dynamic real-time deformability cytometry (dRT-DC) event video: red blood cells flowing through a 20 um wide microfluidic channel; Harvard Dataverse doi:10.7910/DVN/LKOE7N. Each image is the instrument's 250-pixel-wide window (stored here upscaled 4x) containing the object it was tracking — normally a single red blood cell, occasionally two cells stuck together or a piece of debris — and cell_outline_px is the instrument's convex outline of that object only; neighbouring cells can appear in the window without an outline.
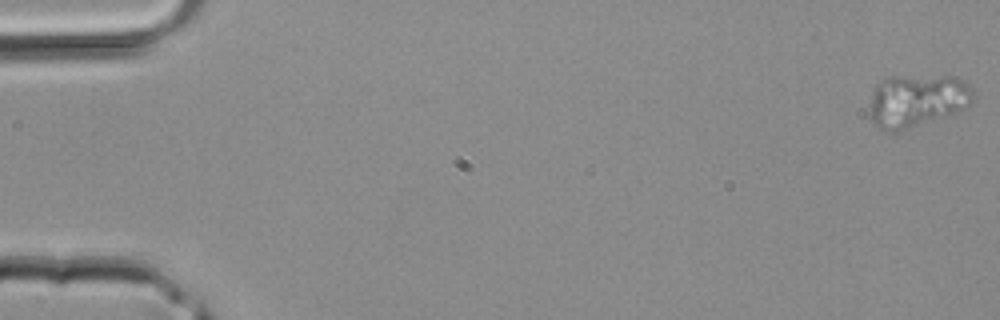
{"species": "common noctule bat (a hibernating species)", "species_latin": "Nyctalus noctula", "temperature_condition": "room temperature", "stored_images_in_passage": 7, "camera_frame_rate_fps": 3000, "um_per_image_px": 0.085, "animal": {"sex": "male", "body_mass_g": 20.4}, "frame": {"image": 1, "passage_image": 1, "time_ms": 0.0, "image_size_px": [1000, 320], "cell_outline_px": [[972, 100], [960, 112], [896, 132], [892, 132], [880, 128], [872, 124], [868, 116], [868, 112], [872, 92], [876, 84], [884, 76], [956, 76], [964, 80], [972, 88]], "centroid_in_image_um": [77.9, 8.54], "position_along_channel_um": 7.1, "area_um2": 32.43}}